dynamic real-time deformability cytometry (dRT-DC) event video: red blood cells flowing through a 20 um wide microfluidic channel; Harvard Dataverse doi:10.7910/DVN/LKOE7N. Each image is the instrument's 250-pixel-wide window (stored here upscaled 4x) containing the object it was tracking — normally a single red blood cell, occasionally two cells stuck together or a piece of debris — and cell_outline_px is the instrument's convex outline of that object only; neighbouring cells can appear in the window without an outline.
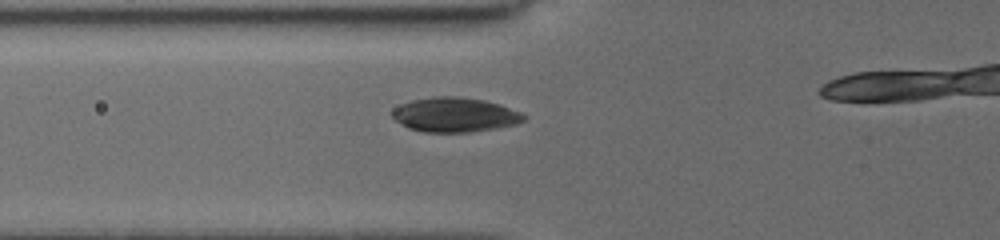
{"species": "common noctule bat (a hibernating species)", "species_latin": "Nyctalus noctula", "temperature_condition": "cold", "stored_images_in_passage": 5, "camera_frame_rate_fps": 3000, "um_per_image_px": 0.085, "animal": {"sex": "female", "body_mass_g": 19.5, "forearm_length_mm": 54.1}, "frame": {"image": 1, "passage_image": 5, "time_ms": 3.333, "image_size_px": [1000, 240], "cell_outline_px": [[528, 116], [524, 120], [516, 124], [496, 128], [472, 132], [424, 132], [408, 128], [396, 120], [392, 116], [392, 112], [400, 104], [412, 100], [436, 96], [460, 96], [484, 100], [500, 104], [524, 112]], "centroid_in_image_um": [38.72, 9.75], "position_along_channel_um": 87.1, "area_um2": 26.65}}